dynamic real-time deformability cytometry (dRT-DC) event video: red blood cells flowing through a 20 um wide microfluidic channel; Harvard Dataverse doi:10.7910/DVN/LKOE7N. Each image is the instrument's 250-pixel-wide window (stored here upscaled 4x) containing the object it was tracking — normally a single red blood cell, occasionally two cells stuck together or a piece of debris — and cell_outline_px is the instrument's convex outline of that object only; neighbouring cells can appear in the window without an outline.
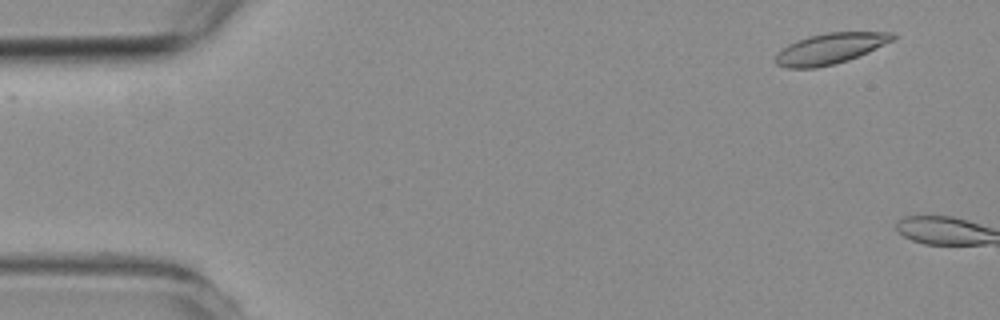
{"species": "common noctule bat (a hibernating species)", "species_latin": "Nyctalus noctula", "temperature_condition": "room temperature", "stored_images_in_passage": 2, "camera_frame_rate_fps": 3000, "um_per_image_px": 0.085, "animal": {"sex": "female", "body_mass_g": 19.3, "forearm_length_mm": 54.1}, "frame": {"image": 1, "passage_image": 1, "time_ms": 0.0, "image_size_px": [1000, 320], "cell_outline_px": [[896, 36], [892, 40], [868, 52], [848, 60], [816, 68], [784, 68], [776, 64], [772, 60], [776, 52], [788, 44], [796, 40], [808, 36], [828, 32], [896, 32]], "centroid_in_image_um": [70.49, 4.13], "position_along_channel_um": 14.5, "area_um2": 21.15}}